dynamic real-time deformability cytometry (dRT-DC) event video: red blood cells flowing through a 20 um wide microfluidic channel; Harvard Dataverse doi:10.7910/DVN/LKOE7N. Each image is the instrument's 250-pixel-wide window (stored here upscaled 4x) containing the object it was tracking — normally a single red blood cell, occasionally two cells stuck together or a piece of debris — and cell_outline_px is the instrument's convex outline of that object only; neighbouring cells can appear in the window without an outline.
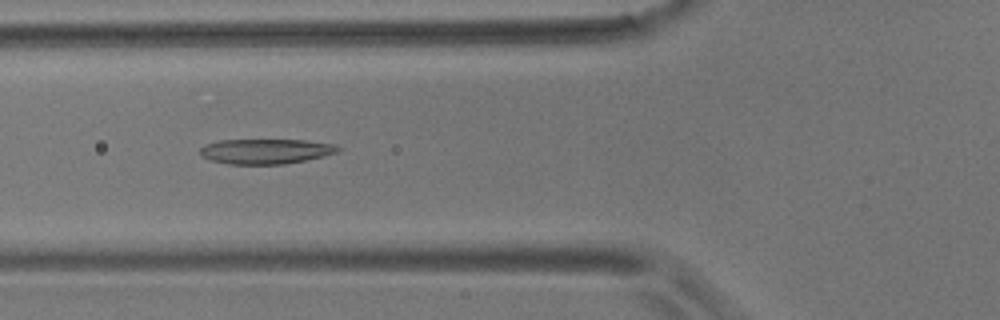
{"species": "common noctule bat (a hibernating species)", "species_latin": "Nyctalus noctula", "temperature_condition": "room temperature", "stored_images_in_passage": 6, "camera_frame_rate_fps": 3000, "um_per_image_px": 0.085, "animal": {"sex": "male", "body_mass_g": 17.9}, "frame": {"image": 1, "passage_image": 5, "time_ms": 6.0, "image_size_px": [1000, 320], "cell_outline_px": [[344, 148], [336, 152], [324, 156], [284, 164], [228, 164], [212, 160], [200, 156], [200, 148], [204, 144], [220, 140], [304, 140], [336, 144]], "centroid_in_image_um": [22.59, 12.85], "position_along_channel_um": 103.2, "area_um2": 20.17}}
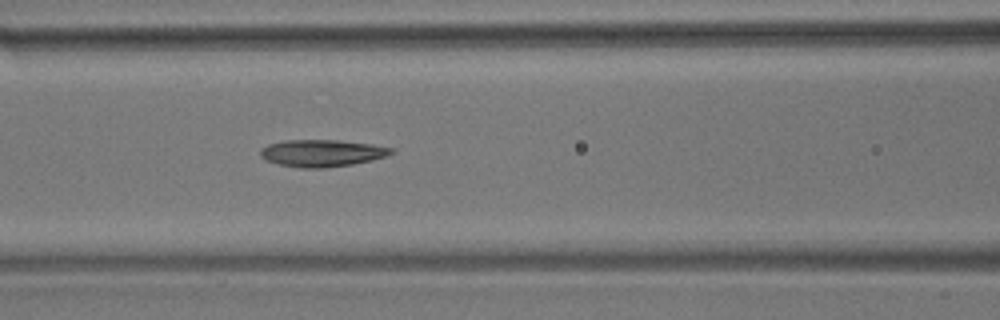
{"frame": {"image": 2, "passage_image": 6, "time_ms": 7.0, "image_size_px": [1000, 320], "cell_outline_px": [[396, 152], [388, 156], [372, 160], [352, 164], [324, 168], [300, 168], [280, 164], [264, 160], [260, 156], [260, 148], [268, 144], [284, 140], [336, 140], [372, 144], [396, 148]], "centroid_in_image_um": [27.39, 13.01], "position_along_channel_um": 139.2, "area_um2": 20.87}}